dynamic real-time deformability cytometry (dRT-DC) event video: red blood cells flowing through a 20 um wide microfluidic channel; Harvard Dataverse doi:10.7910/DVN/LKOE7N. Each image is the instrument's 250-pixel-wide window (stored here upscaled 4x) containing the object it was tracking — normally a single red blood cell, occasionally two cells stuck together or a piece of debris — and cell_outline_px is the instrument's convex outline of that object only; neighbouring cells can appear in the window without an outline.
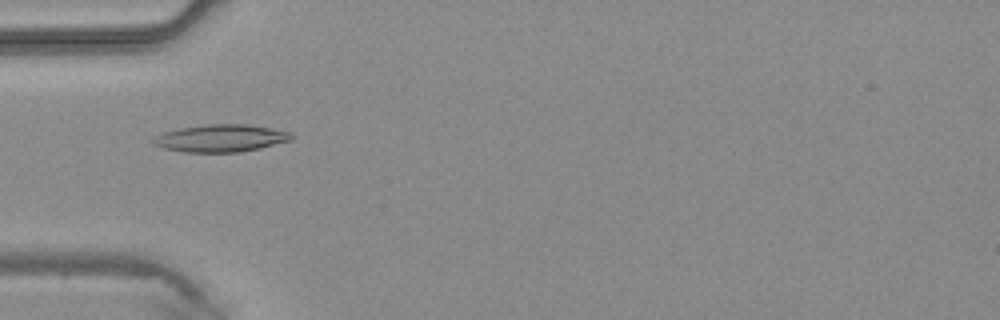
{"species": "common noctule bat (a hibernating species)", "species_latin": "Nyctalus noctula", "temperature_condition": "warm", "stored_images_in_passage": 43, "camera_frame_rate_fps": 3000, "um_per_image_px": 0.085, "animal": {"sex": "male", "body_mass_g": 20.4}, "frame": {"image": 1, "passage_image": 14, "time_ms": 4.333, "image_size_px": [1000, 320], "cell_outline_px": [[292, 140], [260, 148], [240, 152], [184, 152], [164, 148], [156, 144], [152, 140], [156, 136], [164, 132], [180, 128], [208, 124], [244, 124], [272, 128], [288, 132], [292, 136]], "centroid_in_image_um": [18.78, 11.75], "position_along_channel_um": 66.2, "area_um2": 21.79}}
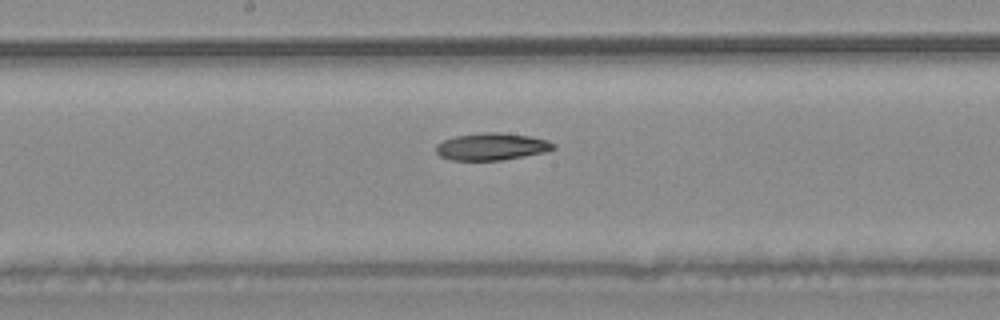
{"frame": {"image": 2, "passage_image": 23, "time_ms": 7.333, "image_size_px": [1000, 320], "cell_outline_px": [[556, 148], [544, 152], [524, 156], [500, 160], [448, 160], [440, 156], [436, 152], [436, 144], [444, 140], [456, 136], [484, 132], [500, 132], [532, 136], [548, 140], [556, 144]], "centroid_in_image_um": [41.81, 12.45], "position_along_channel_um": 206.4, "area_um2": 18.67}}
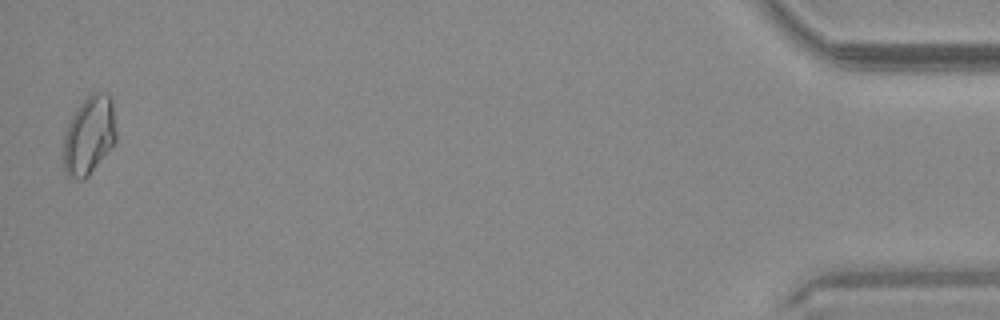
{"frame": {"image": 3, "passage_image": 43, "time_ms": 14.0, "image_size_px": [1000, 320], "cell_outline_px": [[116, 140], [88, 176], [84, 180], [68, 180], [60, 156], [64, 132], [76, 108], [92, 92], [108, 92], [112, 100], [116, 132]], "centroid_in_image_um": [7.51, 11.54], "position_along_channel_um": 427.7, "area_um2": 24.74}}